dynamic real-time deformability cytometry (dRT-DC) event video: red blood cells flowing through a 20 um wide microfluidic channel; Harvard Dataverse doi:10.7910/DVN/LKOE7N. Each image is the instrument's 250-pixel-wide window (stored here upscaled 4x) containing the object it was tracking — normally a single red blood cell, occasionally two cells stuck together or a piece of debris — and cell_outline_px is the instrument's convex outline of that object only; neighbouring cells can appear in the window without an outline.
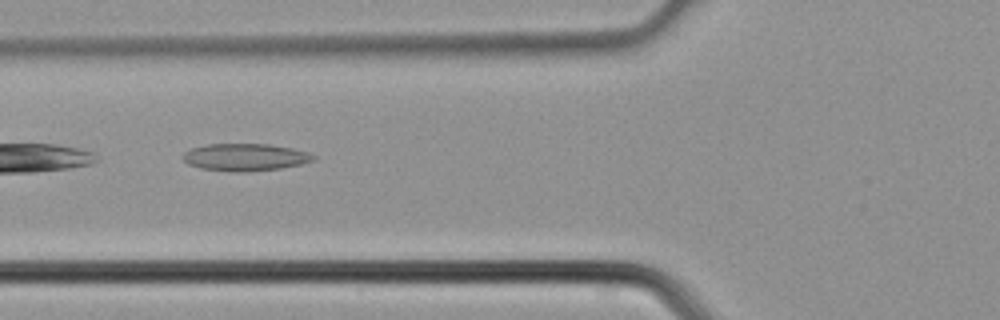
{"species": "common noctule bat (a hibernating species)", "species_latin": "Nyctalus noctula", "temperature_condition": "cold", "stored_images_in_passage": 3, "camera_frame_rate_fps": 3000, "um_per_image_px": 0.085, "animal": {"sex": "male", "body_mass_g": 21.5, "forearm_length_mm": 52.0}, "frame": {"image": 1, "passage_image": 3, "time_ms": 0.667, "image_size_px": [1000, 320], "cell_outline_px": [[316, 160], [300, 164], [280, 168], [244, 172], [232, 172], [200, 168], [188, 164], [184, 160], [184, 152], [192, 148], [208, 144], [268, 144], [292, 148], [308, 152], [316, 156]], "centroid_in_image_um": [20.86, 13.36], "position_along_channel_um": 104.9, "area_um2": 20.69}}